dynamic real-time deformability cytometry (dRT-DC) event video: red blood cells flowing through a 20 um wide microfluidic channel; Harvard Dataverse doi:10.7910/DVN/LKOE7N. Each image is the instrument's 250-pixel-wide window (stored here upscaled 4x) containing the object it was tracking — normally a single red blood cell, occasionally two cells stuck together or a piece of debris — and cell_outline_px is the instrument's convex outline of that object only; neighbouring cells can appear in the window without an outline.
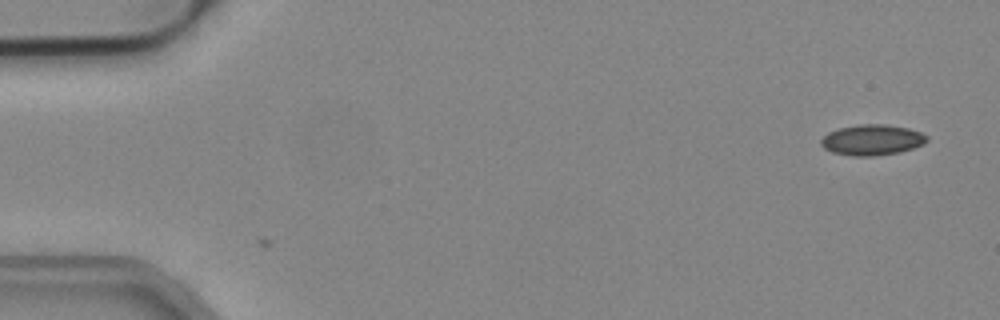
{"species": "common noctule bat (a hibernating species)", "species_latin": "Nyctalus noctula", "temperature_condition": "cold", "stored_images_in_passage": 3, "camera_frame_rate_fps": 3000, "um_per_image_px": 0.085, "animal": {"sex": "male", "body_mass_g": 19.2, "forearm_length_mm": 51.8}, "frame": {"image": 1, "passage_image": 3, "time_ms": 0.667, "image_size_px": [1000, 320], "cell_outline_px": [[928, 140], [924, 144], [900, 152], [872, 156], [856, 156], [832, 152], [824, 148], [820, 144], [820, 140], [828, 132], [840, 128], [860, 124], [884, 124], [908, 128], [920, 132], [928, 136]], "centroid_in_image_um": [74.13, 11.89], "position_along_channel_um": 10.9, "area_um2": 18.84}}